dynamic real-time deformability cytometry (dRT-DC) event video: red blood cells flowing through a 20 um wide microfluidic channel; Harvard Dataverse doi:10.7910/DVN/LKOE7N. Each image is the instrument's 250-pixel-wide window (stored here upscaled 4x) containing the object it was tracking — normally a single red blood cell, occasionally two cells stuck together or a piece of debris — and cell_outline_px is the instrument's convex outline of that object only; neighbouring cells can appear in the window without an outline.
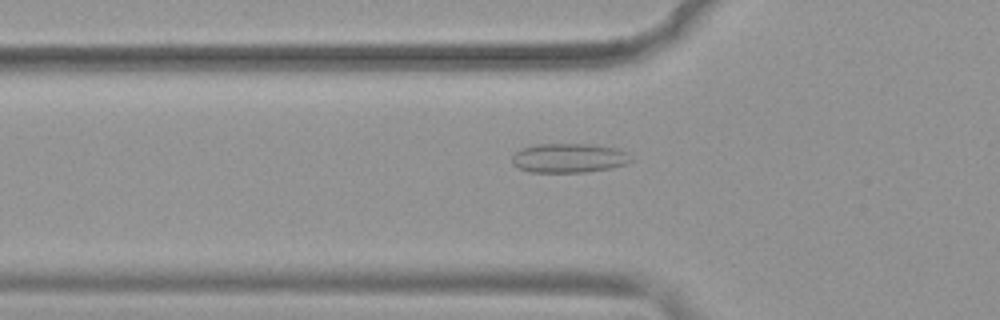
{"species": "common noctule bat (a hibernating species)", "species_latin": "Nyctalus noctula", "temperature_condition": "warm", "stored_images_in_passage": 36, "camera_frame_rate_fps": 3000, "um_per_image_px": 0.085, "animal": {"sex": "female", "body_mass_g": 19.9}, "frame": {"image": 1, "passage_image": 3, "time_ms": 0.667, "image_size_px": [1000, 320], "cell_outline_px": [[636, 160], [628, 164], [612, 168], [588, 172], [528, 172], [512, 164], [512, 156], [520, 148], [536, 144], [592, 144], [616, 148], [628, 152]], "centroid_in_image_um": [48.42, 13.43], "position_along_channel_um": 77.4, "area_um2": 20.75}}
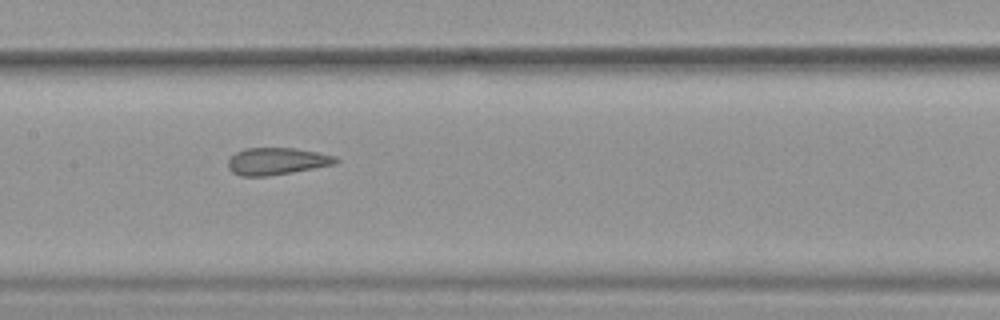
{"frame": {"image": 2, "passage_image": 11, "time_ms": 3.333, "image_size_px": [1000, 320], "cell_outline_px": [[340, 160], [336, 164], [292, 172], [268, 176], [240, 176], [232, 172], [228, 168], [228, 160], [236, 152], [244, 148], [292, 148], [316, 152], [336, 156]], "centroid_in_image_um": [23.52, 13.71], "position_along_channel_um": 183.9, "area_um2": 16.99}}
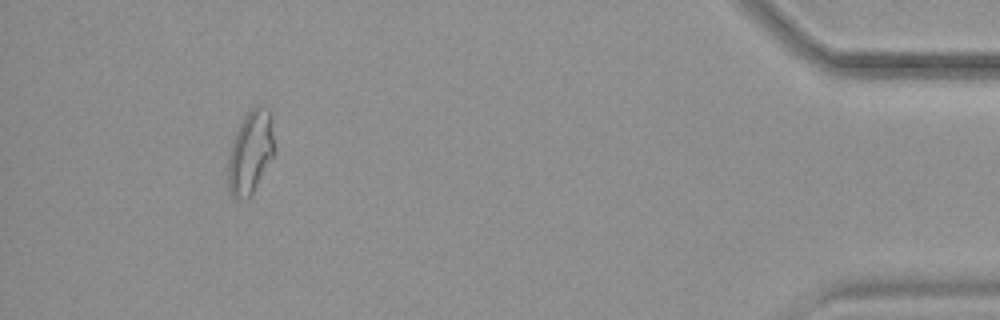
{"frame": {"image": 3, "passage_image": 33, "time_ms": 10.667, "image_size_px": [1000, 320], "cell_outline_px": [[276, 152], [248, 200], [232, 196], [228, 188], [228, 152], [232, 140], [244, 116], [256, 104], [260, 104], [268, 108], [276, 148]], "centroid_in_image_um": [21.29, 12.93], "position_along_channel_um": 413.9, "area_um2": 22.66}, "authors_computed_cell_mechanics": {"area_um2": 17.9758, "velocity_mm_per_s": 3.976, "shape_relaxation_time_tau1_ms": null, "shape_relaxation_time_tau2_ms": 1.4096, "deformation_change_tau1": null, "deformation_change_tau2": 0.0805}}